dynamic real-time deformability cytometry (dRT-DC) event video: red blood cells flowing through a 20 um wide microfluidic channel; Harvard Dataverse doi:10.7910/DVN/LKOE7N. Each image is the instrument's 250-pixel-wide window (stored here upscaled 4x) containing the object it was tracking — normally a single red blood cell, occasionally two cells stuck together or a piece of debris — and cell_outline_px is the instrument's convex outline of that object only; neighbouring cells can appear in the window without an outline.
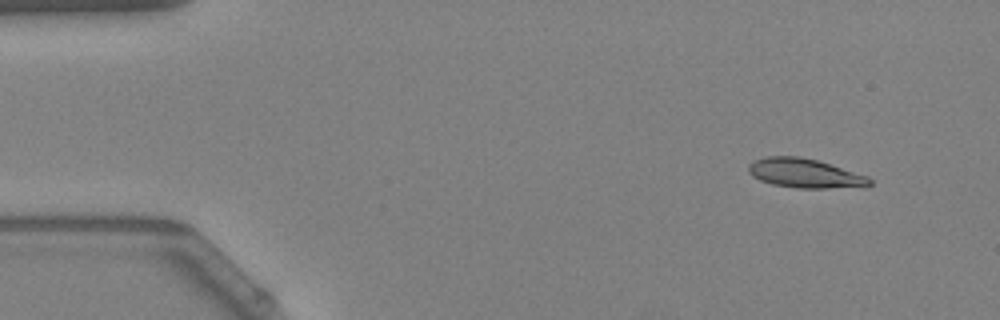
{"species": "Egyptian fruit bat (a non-hibernating species)", "species_latin": "Rousettus aegyptiacus", "temperature_condition": "warm", "stored_images_in_passage": 50, "camera_frame_rate_fps": 3000, "um_per_image_px": 0.085, "animal": {"sex": "female"}, "frame": {"image": 1, "passage_image": 2, "time_ms": 0.333, "image_size_px": [1000, 320], "cell_outline_px": [[872, 184], [828, 188], [796, 188], [772, 184], [760, 180], [752, 176], [748, 172], [748, 164], [764, 156], [796, 156], [816, 160], [868, 176], [872, 180]], "centroid_in_image_um": [68.34, 14.72], "position_along_channel_um": 16.7, "area_um2": 20.29}}
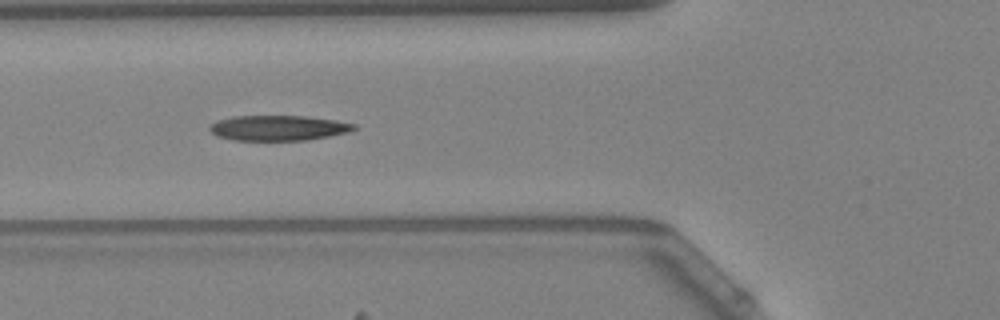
{"frame": {"image": 2, "passage_image": 17, "time_ms": 5.333, "image_size_px": [1000, 320], "cell_outline_px": [[356, 128], [348, 132], [308, 140], [232, 140], [216, 136], [208, 128], [212, 124], [220, 120], [236, 116], [304, 116], [336, 120], [356, 124]], "centroid_in_image_um": [23.67, 10.88], "position_along_channel_um": 102.1, "area_um2": 21.04}}
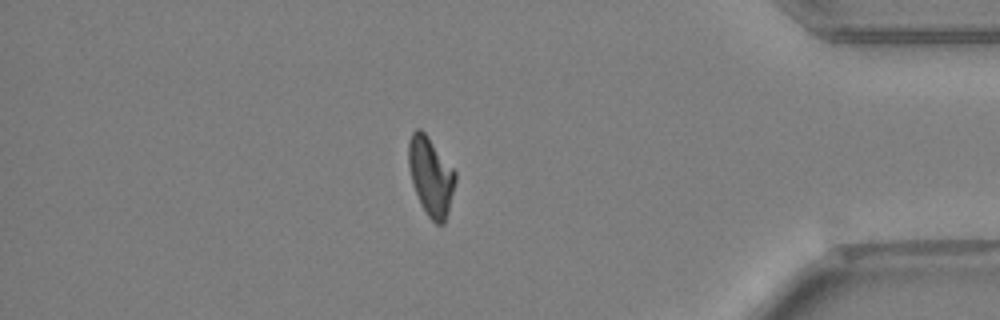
{"frame": {"image": 3, "passage_image": 43, "time_ms": 14.0, "image_size_px": [1000, 320], "cell_outline_px": [[456, 180], [448, 212], [444, 224], [436, 224], [428, 216], [420, 204], [412, 184], [408, 164], [408, 144], [412, 132], [416, 128], [420, 128], [428, 136], [456, 172]], "centroid_in_image_um": [36.61, 14.98], "position_along_channel_um": 398.6, "area_um2": 21.44}, "authors_computed_cell_mechanics": {"area_um2": 21.1548, "velocity_mm_per_s": 3.8206, "shape_relaxation_time_tau1_ms": null, "shape_relaxation_time_tau2_ms": 4.4907, "deformation_change_tau1": null, "deformation_change_tau2": 0.1166}}